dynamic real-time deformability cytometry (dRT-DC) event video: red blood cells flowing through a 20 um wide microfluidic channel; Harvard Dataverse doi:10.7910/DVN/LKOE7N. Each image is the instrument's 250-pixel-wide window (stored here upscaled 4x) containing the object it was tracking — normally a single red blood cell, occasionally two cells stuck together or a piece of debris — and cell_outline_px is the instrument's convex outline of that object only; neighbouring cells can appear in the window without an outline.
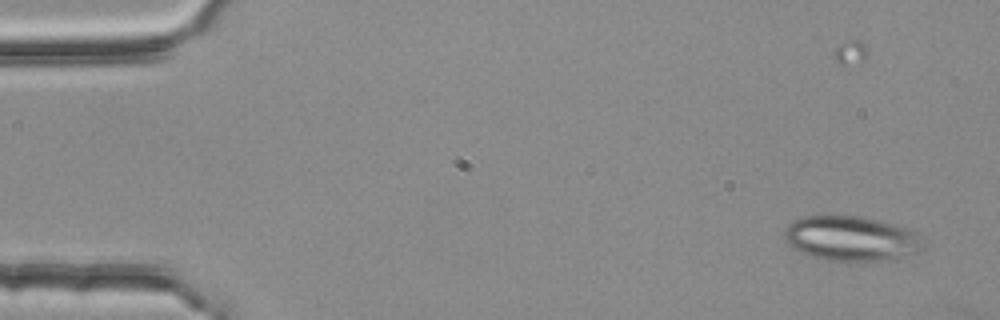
{"species": "common noctule bat (a hibernating species)", "species_latin": "Nyctalus noctula", "temperature_condition": "room temperature", "stored_images_in_passage": 3, "camera_frame_rate_fps": 3000, "um_per_image_px": 0.085, "animal": {"sex": "female", "body_mass_g": 25.1}, "frame": {"image": 1, "passage_image": 2, "time_ms": 0.333, "image_size_px": [1000, 320], "cell_outline_px": [[920, 252], [912, 256], [880, 260], [824, 260], [800, 252], [784, 236], [784, 228], [788, 224], [804, 216], [856, 216], [876, 220], [892, 224], [916, 232], [920, 248]], "centroid_in_image_um": [72.32, 20.27], "position_along_channel_um": 12.7, "area_um2": 35.37}}